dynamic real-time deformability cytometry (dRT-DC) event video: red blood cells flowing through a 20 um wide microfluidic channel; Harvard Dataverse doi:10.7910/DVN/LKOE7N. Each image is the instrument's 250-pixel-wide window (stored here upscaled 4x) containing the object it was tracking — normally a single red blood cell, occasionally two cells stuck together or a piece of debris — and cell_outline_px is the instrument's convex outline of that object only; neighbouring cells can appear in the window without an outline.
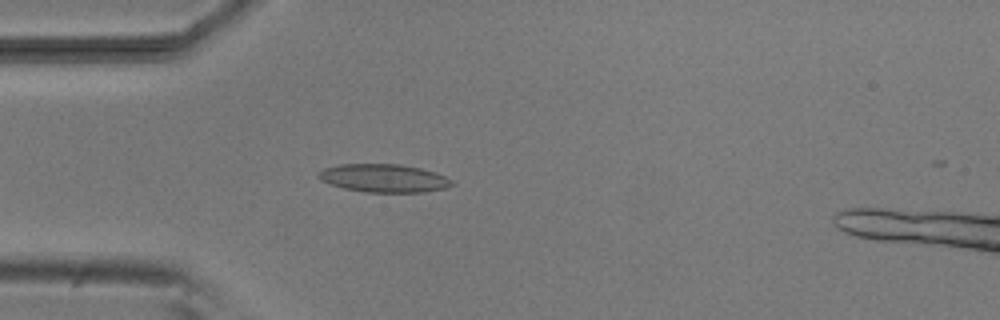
{"species": "common noctule bat (a hibernating species)", "species_latin": "Nyctalus noctula", "temperature_condition": "room temperature", "stored_images_in_passage": 24, "camera_frame_rate_fps": 3000, "um_per_image_px": 0.085, "animal": {"sex": "male", "body_mass_g": 20.5, "forearm_length_mm": 52.5}, "frame": {"image": 1, "passage_image": 14, "time_ms": 4.333, "image_size_px": [1000, 320], "cell_outline_px": [[456, 184], [444, 188], [424, 192], [364, 192], [344, 188], [320, 180], [316, 176], [324, 168], [340, 164], [400, 164], [420, 168], [436, 172], [452, 180]], "centroid_in_image_um": [32.64, 15.14], "position_along_channel_um": 52.4, "area_um2": 21.85}}
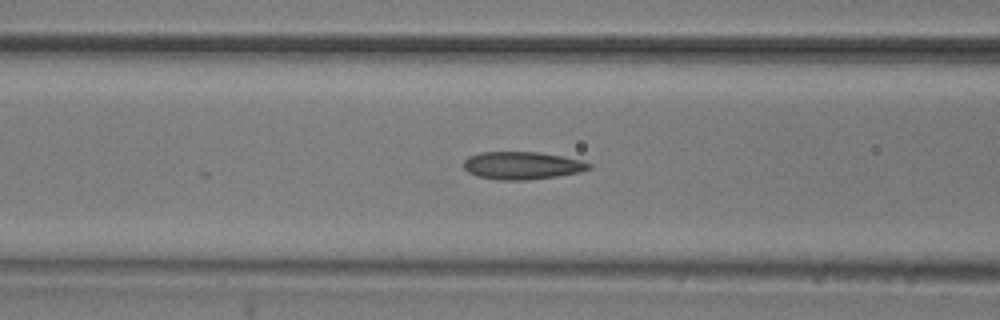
{"frame": {"image": 2, "passage_image": 20, "time_ms": 6.333, "image_size_px": [1000, 320], "cell_outline_px": [[592, 168], [580, 172], [556, 176], [528, 180], [496, 180], [476, 176], [468, 172], [464, 168], [464, 160], [468, 156], [480, 152], [540, 152], [564, 156], [584, 160], [592, 164]], "centroid_in_image_um": [44.4, 14.06], "position_along_channel_um": 122.2, "area_um2": 20.52}}
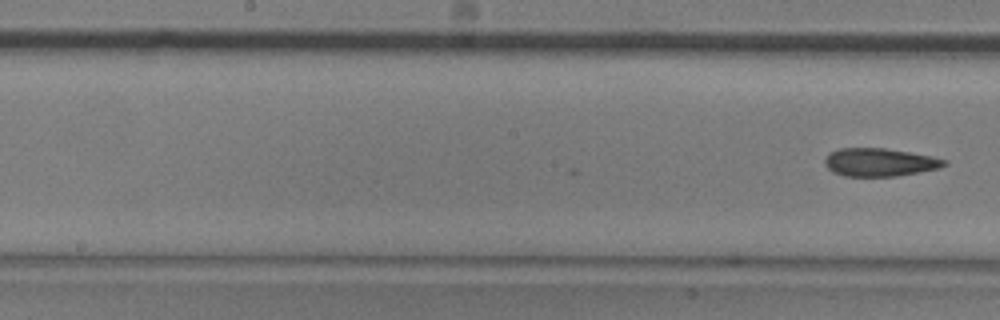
{"frame": {"image": 3, "passage_image": 24, "time_ms": 7.667, "image_size_px": [1000, 320], "cell_outline_px": [[948, 164], [940, 168], [896, 176], [844, 176], [832, 172], [824, 164], [824, 160], [828, 152], [840, 148], [884, 148], [932, 156], [948, 160]], "centroid_in_image_um": [74.75, 13.79], "position_along_channel_um": 173.4, "area_um2": 19.65}}